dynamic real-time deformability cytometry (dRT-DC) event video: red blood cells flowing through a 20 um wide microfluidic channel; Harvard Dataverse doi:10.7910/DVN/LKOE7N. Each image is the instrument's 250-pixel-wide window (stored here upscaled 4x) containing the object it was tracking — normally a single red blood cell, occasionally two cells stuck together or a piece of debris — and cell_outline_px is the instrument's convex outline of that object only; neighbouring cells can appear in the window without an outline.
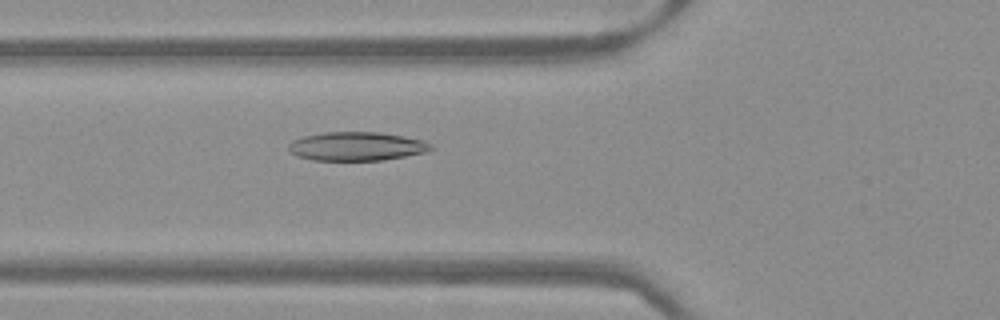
{"species": "Egyptian fruit bat (a non-hibernating species)", "species_latin": "Rousettus aegyptiacus", "temperature_condition": "warm", "stored_images_in_passage": 51, "camera_frame_rate_fps": 3000, "um_per_image_px": 0.085, "frame": {"image": 1, "passage_image": 19, "time_ms": 6.0, "image_size_px": [1000, 320], "cell_outline_px": [[432, 148], [428, 152], [384, 160], [312, 160], [296, 156], [288, 148], [288, 144], [292, 140], [304, 136], [324, 132], [376, 132], [404, 136], [424, 140], [432, 144]], "centroid_in_image_um": [30.33, 12.44], "position_along_channel_um": 95.5, "area_um2": 23.93}}
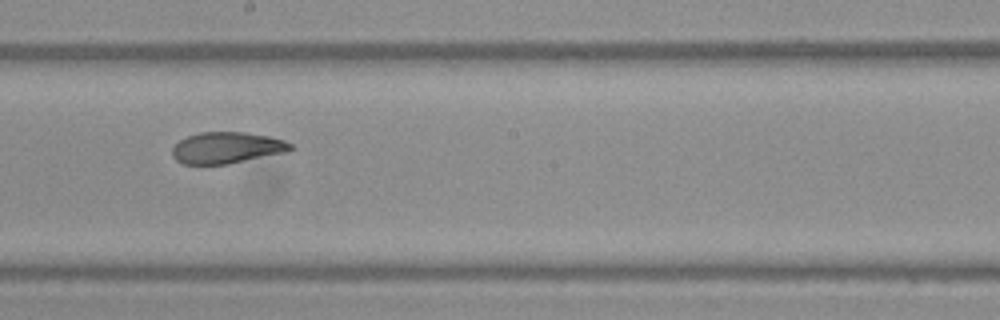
{"frame": {"image": 2, "passage_image": 29, "time_ms": 9.333, "image_size_px": [1000, 320], "cell_outline_px": [[296, 148], [288, 152], [228, 164], [184, 164], [176, 160], [172, 156], [172, 148], [180, 140], [188, 136], [200, 132], [244, 132], [268, 136], [284, 140], [292, 144]], "centroid_in_image_um": [19.31, 12.56], "position_along_channel_um": 228.9, "area_um2": 21.73}}
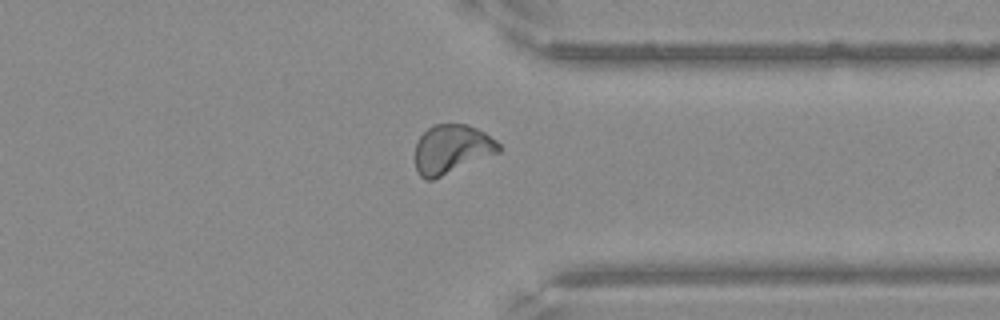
{"frame": {"image": 3, "passage_image": 40, "time_ms": 13.0, "image_size_px": [1000, 320], "cell_outline_px": [[500, 152], [432, 180], [424, 180], [420, 176], [416, 168], [416, 144], [420, 136], [428, 128], [436, 124], [468, 124], [484, 132], [496, 140], [500, 144]], "centroid_in_image_um": [38.4, 12.68], "position_along_channel_um": 373.0, "area_um2": 23.76}}